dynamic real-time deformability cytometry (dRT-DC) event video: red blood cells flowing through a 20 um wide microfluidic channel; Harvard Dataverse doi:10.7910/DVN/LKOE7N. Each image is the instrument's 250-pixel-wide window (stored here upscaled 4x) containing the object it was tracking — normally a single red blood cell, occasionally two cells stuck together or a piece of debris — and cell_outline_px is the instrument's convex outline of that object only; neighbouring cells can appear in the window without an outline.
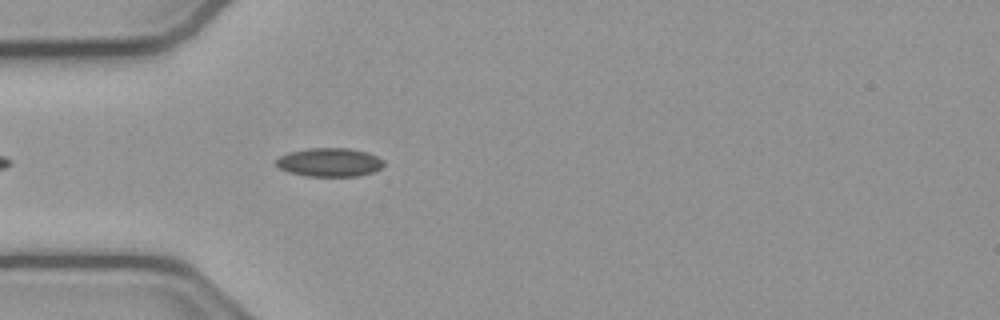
{"species": "common noctule bat (a hibernating species)", "species_latin": "Nyctalus noctula", "temperature_condition": "cold", "stored_images_in_passage": 11, "camera_frame_rate_fps": 3000, "um_per_image_px": 0.085, "animal": {"sex": "male", "body_mass_g": 23.1, "forearm_length_mm": 52.7}, "frame": {"image": 1, "passage_image": 5, "time_ms": 1.333, "image_size_px": [1000, 320], "cell_outline_px": [[384, 164], [380, 168], [372, 172], [356, 176], [308, 176], [288, 172], [280, 168], [276, 164], [276, 160], [280, 156], [292, 152], [308, 148], [348, 148], [368, 152], [384, 160]], "centroid_in_image_um": [28.02, 13.79], "position_along_channel_um": 57.0, "area_um2": 17.8}}
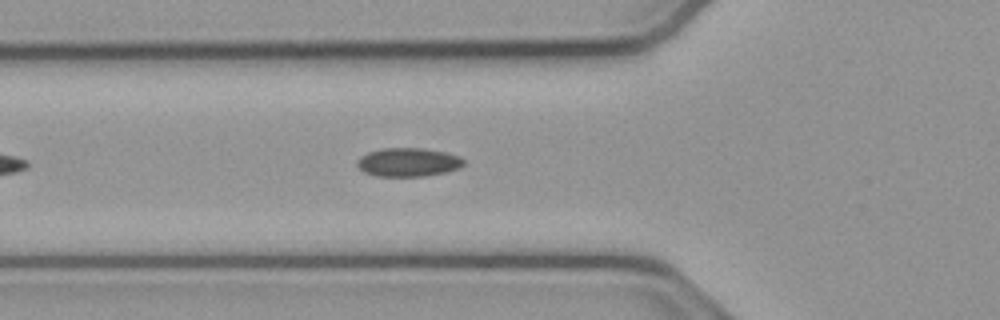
{"frame": {"image": 2, "passage_image": 8, "time_ms": 2.333, "image_size_px": [1000, 320], "cell_outline_px": [[464, 164], [460, 168], [444, 172], [424, 176], [376, 176], [364, 172], [356, 164], [356, 160], [360, 156], [368, 152], [384, 148], [420, 148], [444, 152], [460, 156], [464, 160]], "centroid_in_image_um": [34.68, 13.79], "position_along_channel_um": 91.1, "area_um2": 17.74}}